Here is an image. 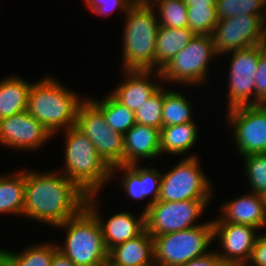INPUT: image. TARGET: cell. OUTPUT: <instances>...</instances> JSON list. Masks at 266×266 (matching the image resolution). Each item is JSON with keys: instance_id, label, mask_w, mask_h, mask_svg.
I'll return each mask as SVG.
<instances>
[{"instance_id": "obj_29", "label": "cell", "mask_w": 266, "mask_h": 266, "mask_svg": "<svg viewBox=\"0 0 266 266\" xmlns=\"http://www.w3.org/2000/svg\"><path fill=\"white\" fill-rule=\"evenodd\" d=\"M148 1L151 5H154L155 9L157 8L155 11H157L156 14L158 15L160 26L168 28L188 27L187 5L184 0Z\"/></svg>"}, {"instance_id": "obj_7", "label": "cell", "mask_w": 266, "mask_h": 266, "mask_svg": "<svg viewBox=\"0 0 266 266\" xmlns=\"http://www.w3.org/2000/svg\"><path fill=\"white\" fill-rule=\"evenodd\" d=\"M218 57L211 35H195L160 72L162 82L201 85L209 73V60ZM209 65V66H208ZM164 80V81H163Z\"/></svg>"}, {"instance_id": "obj_24", "label": "cell", "mask_w": 266, "mask_h": 266, "mask_svg": "<svg viewBox=\"0 0 266 266\" xmlns=\"http://www.w3.org/2000/svg\"><path fill=\"white\" fill-rule=\"evenodd\" d=\"M26 169L0 176V214L21 215L24 208Z\"/></svg>"}, {"instance_id": "obj_38", "label": "cell", "mask_w": 266, "mask_h": 266, "mask_svg": "<svg viewBox=\"0 0 266 266\" xmlns=\"http://www.w3.org/2000/svg\"><path fill=\"white\" fill-rule=\"evenodd\" d=\"M50 266H76V265L60 250H57L53 255Z\"/></svg>"}, {"instance_id": "obj_22", "label": "cell", "mask_w": 266, "mask_h": 266, "mask_svg": "<svg viewBox=\"0 0 266 266\" xmlns=\"http://www.w3.org/2000/svg\"><path fill=\"white\" fill-rule=\"evenodd\" d=\"M188 27L159 26L155 44V68L161 71L195 37Z\"/></svg>"}, {"instance_id": "obj_12", "label": "cell", "mask_w": 266, "mask_h": 266, "mask_svg": "<svg viewBox=\"0 0 266 266\" xmlns=\"http://www.w3.org/2000/svg\"><path fill=\"white\" fill-rule=\"evenodd\" d=\"M265 49L266 43L231 51L227 110L256 103L255 76L260 55Z\"/></svg>"}, {"instance_id": "obj_40", "label": "cell", "mask_w": 266, "mask_h": 266, "mask_svg": "<svg viewBox=\"0 0 266 266\" xmlns=\"http://www.w3.org/2000/svg\"><path fill=\"white\" fill-rule=\"evenodd\" d=\"M254 105L259 109V111L266 115V96L257 100Z\"/></svg>"}, {"instance_id": "obj_30", "label": "cell", "mask_w": 266, "mask_h": 266, "mask_svg": "<svg viewBox=\"0 0 266 266\" xmlns=\"http://www.w3.org/2000/svg\"><path fill=\"white\" fill-rule=\"evenodd\" d=\"M216 14L219 20L244 14L266 16V0H217Z\"/></svg>"}, {"instance_id": "obj_3", "label": "cell", "mask_w": 266, "mask_h": 266, "mask_svg": "<svg viewBox=\"0 0 266 266\" xmlns=\"http://www.w3.org/2000/svg\"><path fill=\"white\" fill-rule=\"evenodd\" d=\"M124 19L123 71H156L155 44L158 17L148 0H136Z\"/></svg>"}, {"instance_id": "obj_26", "label": "cell", "mask_w": 266, "mask_h": 266, "mask_svg": "<svg viewBox=\"0 0 266 266\" xmlns=\"http://www.w3.org/2000/svg\"><path fill=\"white\" fill-rule=\"evenodd\" d=\"M104 115L107 125L123 135L136 123L135 113L111 94L103 100L88 98Z\"/></svg>"}, {"instance_id": "obj_37", "label": "cell", "mask_w": 266, "mask_h": 266, "mask_svg": "<svg viewBox=\"0 0 266 266\" xmlns=\"http://www.w3.org/2000/svg\"><path fill=\"white\" fill-rule=\"evenodd\" d=\"M178 266H226L224 262L219 258L216 251L209 252L208 254L195 258L189 262H186Z\"/></svg>"}, {"instance_id": "obj_11", "label": "cell", "mask_w": 266, "mask_h": 266, "mask_svg": "<svg viewBox=\"0 0 266 266\" xmlns=\"http://www.w3.org/2000/svg\"><path fill=\"white\" fill-rule=\"evenodd\" d=\"M207 204L209 200L158 201L145 212V229L157 236L196 227Z\"/></svg>"}, {"instance_id": "obj_6", "label": "cell", "mask_w": 266, "mask_h": 266, "mask_svg": "<svg viewBox=\"0 0 266 266\" xmlns=\"http://www.w3.org/2000/svg\"><path fill=\"white\" fill-rule=\"evenodd\" d=\"M154 238L155 266H178L209 252L214 241L213 220L169 234L152 236Z\"/></svg>"}, {"instance_id": "obj_17", "label": "cell", "mask_w": 266, "mask_h": 266, "mask_svg": "<svg viewBox=\"0 0 266 266\" xmlns=\"http://www.w3.org/2000/svg\"><path fill=\"white\" fill-rule=\"evenodd\" d=\"M122 172L123 177H121L122 187L128 197H132L135 200H143L151 195V199L145 205V213L152 204L159 201L160 189H161V179L162 173L158 172L156 167L145 168L139 166V164L130 165H116L111 168V180L113 177L116 178L115 173L118 170Z\"/></svg>"}, {"instance_id": "obj_35", "label": "cell", "mask_w": 266, "mask_h": 266, "mask_svg": "<svg viewBox=\"0 0 266 266\" xmlns=\"http://www.w3.org/2000/svg\"><path fill=\"white\" fill-rule=\"evenodd\" d=\"M266 266V234L258 235L246 266Z\"/></svg>"}, {"instance_id": "obj_16", "label": "cell", "mask_w": 266, "mask_h": 266, "mask_svg": "<svg viewBox=\"0 0 266 266\" xmlns=\"http://www.w3.org/2000/svg\"><path fill=\"white\" fill-rule=\"evenodd\" d=\"M96 197V194L87 195L85 207L96 217L108 251L120 243L137 237L145 230V213L143 212L138 218L126 211L119 212L104 222L97 210L100 204H97L99 202Z\"/></svg>"}, {"instance_id": "obj_27", "label": "cell", "mask_w": 266, "mask_h": 266, "mask_svg": "<svg viewBox=\"0 0 266 266\" xmlns=\"http://www.w3.org/2000/svg\"><path fill=\"white\" fill-rule=\"evenodd\" d=\"M181 92L164 89L162 107V127L184 124L195 121L192 106Z\"/></svg>"}, {"instance_id": "obj_18", "label": "cell", "mask_w": 266, "mask_h": 266, "mask_svg": "<svg viewBox=\"0 0 266 266\" xmlns=\"http://www.w3.org/2000/svg\"><path fill=\"white\" fill-rule=\"evenodd\" d=\"M124 75L127 77L124 78L123 83L118 84L110 94L135 113L162 85L151 79L156 77L162 82V75L160 71L139 70H124ZM152 76L153 78H150Z\"/></svg>"}, {"instance_id": "obj_23", "label": "cell", "mask_w": 266, "mask_h": 266, "mask_svg": "<svg viewBox=\"0 0 266 266\" xmlns=\"http://www.w3.org/2000/svg\"><path fill=\"white\" fill-rule=\"evenodd\" d=\"M31 86L17 75L0 80V119L27 110Z\"/></svg>"}, {"instance_id": "obj_1", "label": "cell", "mask_w": 266, "mask_h": 266, "mask_svg": "<svg viewBox=\"0 0 266 266\" xmlns=\"http://www.w3.org/2000/svg\"><path fill=\"white\" fill-rule=\"evenodd\" d=\"M86 198L87 194L59 171L26 170L22 216L56 227L76 216Z\"/></svg>"}, {"instance_id": "obj_43", "label": "cell", "mask_w": 266, "mask_h": 266, "mask_svg": "<svg viewBox=\"0 0 266 266\" xmlns=\"http://www.w3.org/2000/svg\"><path fill=\"white\" fill-rule=\"evenodd\" d=\"M263 200L265 201V205H266V192H265V194L263 195Z\"/></svg>"}, {"instance_id": "obj_13", "label": "cell", "mask_w": 266, "mask_h": 266, "mask_svg": "<svg viewBox=\"0 0 266 266\" xmlns=\"http://www.w3.org/2000/svg\"><path fill=\"white\" fill-rule=\"evenodd\" d=\"M226 119L234 129L233 138L238 154L266 153V115L255 105L241 106L227 110Z\"/></svg>"}, {"instance_id": "obj_28", "label": "cell", "mask_w": 266, "mask_h": 266, "mask_svg": "<svg viewBox=\"0 0 266 266\" xmlns=\"http://www.w3.org/2000/svg\"><path fill=\"white\" fill-rule=\"evenodd\" d=\"M58 244L32 245L19 253L7 252V266H50Z\"/></svg>"}, {"instance_id": "obj_15", "label": "cell", "mask_w": 266, "mask_h": 266, "mask_svg": "<svg viewBox=\"0 0 266 266\" xmlns=\"http://www.w3.org/2000/svg\"><path fill=\"white\" fill-rule=\"evenodd\" d=\"M52 136L27 110L0 119V145L11 149L35 151Z\"/></svg>"}, {"instance_id": "obj_33", "label": "cell", "mask_w": 266, "mask_h": 266, "mask_svg": "<svg viewBox=\"0 0 266 266\" xmlns=\"http://www.w3.org/2000/svg\"><path fill=\"white\" fill-rule=\"evenodd\" d=\"M243 158L250 192L263 196L266 192V153L250 154Z\"/></svg>"}, {"instance_id": "obj_14", "label": "cell", "mask_w": 266, "mask_h": 266, "mask_svg": "<svg viewBox=\"0 0 266 266\" xmlns=\"http://www.w3.org/2000/svg\"><path fill=\"white\" fill-rule=\"evenodd\" d=\"M214 241L219 240L223 248L217 255L226 266H246L255 245L259 230L246 224L213 222ZM256 231V232H255Z\"/></svg>"}, {"instance_id": "obj_21", "label": "cell", "mask_w": 266, "mask_h": 266, "mask_svg": "<svg viewBox=\"0 0 266 266\" xmlns=\"http://www.w3.org/2000/svg\"><path fill=\"white\" fill-rule=\"evenodd\" d=\"M108 258L120 266H155L154 238L145 229L137 237L111 248Z\"/></svg>"}, {"instance_id": "obj_8", "label": "cell", "mask_w": 266, "mask_h": 266, "mask_svg": "<svg viewBox=\"0 0 266 266\" xmlns=\"http://www.w3.org/2000/svg\"><path fill=\"white\" fill-rule=\"evenodd\" d=\"M199 158L189 155L162 174L159 201L210 200L211 182L204 175Z\"/></svg>"}, {"instance_id": "obj_34", "label": "cell", "mask_w": 266, "mask_h": 266, "mask_svg": "<svg viewBox=\"0 0 266 266\" xmlns=\"http://www.w3.org/2000/svg\"><path fill=\"white\" fill-rule=\"evenodd\" d=\"M87 8L90 9L91 12L102 15L108 16L113 13L115 10L121 9L123 14L127 13L130 6L136 0H84Z\"/></svg>"}, {"instance_id": "obj_39", "label": "cell", "mask_w": 266, "mask_h": 266, "mask_svg": "<svg viewBox=\"0 0 266 266\" xmlns=\"http://www.w3.org/2000/svg\"><path fill=\"white\" fill-rule=\"evenodd\" d=\"M187 6H216L217 0H184Z\"/></svg>"}, {"instance_id": "obj_32", "label": "cell", "mask_w": 266, "mask_h": 266, "mask_svg": "<svg viewBox=\"0 0 266 266\" xmlns=\"http://www.w3.org/2000/svg\"><path fill=\"white\" fill-rule=\"evenodd\" d=\"M164 101V88L161 87L135 112V122L157 129L162 128V107Z\"/></svg>"}, {"instance_id": "obj_5", "label": "cell", "mask_w": 266, "mask_h": 266, "mask_svg": "<svg viewBox=\"0 0 266 266\" xmlns=\"http://www.w3.org/2000/svg\"><path fill=\"white\" fill-rule=\"evenodd\" d=\"M56 227L67 230L64 244L58 245V250L76 266H101L108 259L100 225L86 207Z\"/></svg>"}, {"instance_id": "obj_4", "label": "cell", "mask_w": 266, "mask_h": 266, "mask_svg": "<svg viewBox=\"0 0 266 266\" xmlns=\"http://www.w3.org/2000/svg\"><path fill=\"white\" fill-rule=\"evenodd\" d=\"M63 172L87 195L98 194L111 178V168L99 156L93 143L76 126L65 129ZM107 181V182H106Z\"/></svg>"}, {"instance_id": "obj_42", "label": "cell", "mask_w": 266, "mask_h": 266, "mask_svg": "<svg viewBox=\"0 0 266 266\" xmlns=\"http://www.w3.org/2000/svg\"><path fill=\"white\" fill-rule=\"evenodd\" d=\"M101 266H120L114 262H112L109 258L101 265Z\"/></svg>"}, {"instance_id": "obj_25", "label": "cell", "mask_w": 266, "mask_h": 266, "mask_svg": "<svg viewBox=\"0 0 266 266\" xmlns=\"http://www.w3.org/2000/svg\"><path fill=\"white\" fill-rule=\"evenodd\" d=\"M198 128L195 121L162 127L160 130L161 155H181L188 152L198 141Z\"/></svg>"}, {"instance_id": "obj_19", "label": "cell", "mask_w": 266, "mask_h": 266, "mask_svg": "<svg viewBox=\"0 0 266 266\" xmlns=\"http://www.w3.org/2000/svg\"><path fill=\"white\" fill-rule=\"evenodd\" d=\"M220 210L222 215L213 219V222L246 224L259 230L265 229L266 205L262 195L249 190V194L225 202Z\"/></svg>"}, {"instance_id": "obj_31", "label": "cell", "mask_w": 266, "mask_h": 266, "mask_svg": "<svg viewBox=\"0 0 266 266\" xmlns=\"http://www.w3.org/2000/svg\"><path fill=\"white\" fill-rule=\"evenodd\" d=\"M188 28L196 35H211L218 23L216 6H187Z\"/></svg>"}, {"instance_id": "obj_2", "label": "cell", "mask_w": 266, "mask_h": 266, "mask_svg": "<svg viewBox=\"0 0 266 266\" xmlns=\"http://www.w3.org/2000/svg\"><path fill=\"white\" fill-rule=\"evenodd\" d=\"M53 78L47 76L32 82L27 112L55 136L60 129L76 125L79 107L86 98L79 97L75 91Z\"/></svg>"}, {"instance_id": "obj_20", "label": "cell", "mask_w": 266, "mask_h": 266, "mask_svg": "<svg viewBox=\"0 0 266 266\" xmlns=\"http://www.w3.org/2000/svg\"><path fill=\"white\" fill-rule=\"evenodd\" d=\"M160 129L135 123L124 134V165L160 158Z\"/></svg>"}, {"instance_id": "obj_41", "label": "cell", "mask_w": 266, "mask_h": 266, "mask_svg": "<svg viewBox=\"0 0 266 266\" xmlns=\"http://www.w3.org/2000/svg\"><path fill=\"white\" fill-rule=\"evenodd\" d=\"M7 252L8 250L0 248V266H7Z\"/></svg>"}, {"instance_id": "obj_36", "label": "cell", "mask_w": 266, "mask_h": 266, "mask_svg": "<svg viewBox=\"0 0 266 266\" xmlns=\"http://www.w3.org/2000/svg\"><path fill=\"white\" fill-rule=\"evenodd\" d=\"M256 101L266 96V49L262 52L255 76Z\"/></svg>"}, {"instance_id": "obj_10", "label": "cell", "mask_w": 266, "mask_h": 266, "mask_svg": "<svg viewBox=\"0 0 266 266\" xmlns=\"http://www.w3.org/2000/svg\"><path fill=\"white\" fill-rule=\"evenodd\" d=\"M266 16L237 15L218 20L211 33L218 55L266 43Z\"/></svg>"}, {"instance_id": "obj_9", "label": "cell", "mask_w": 266, "mask_h": 266, "mask_svg": "<svg viewBox=\"0 0 266 266\" xmlns=\"http://www.w3.org/2000/svg\"><path fill=\"white\" fill-rule=\"evenodd\" d=\"M76 126L93 143L110 168L124 165V135L107 125L103 113L88 97L79 107Z\"/></svg>"}]
</instances>
